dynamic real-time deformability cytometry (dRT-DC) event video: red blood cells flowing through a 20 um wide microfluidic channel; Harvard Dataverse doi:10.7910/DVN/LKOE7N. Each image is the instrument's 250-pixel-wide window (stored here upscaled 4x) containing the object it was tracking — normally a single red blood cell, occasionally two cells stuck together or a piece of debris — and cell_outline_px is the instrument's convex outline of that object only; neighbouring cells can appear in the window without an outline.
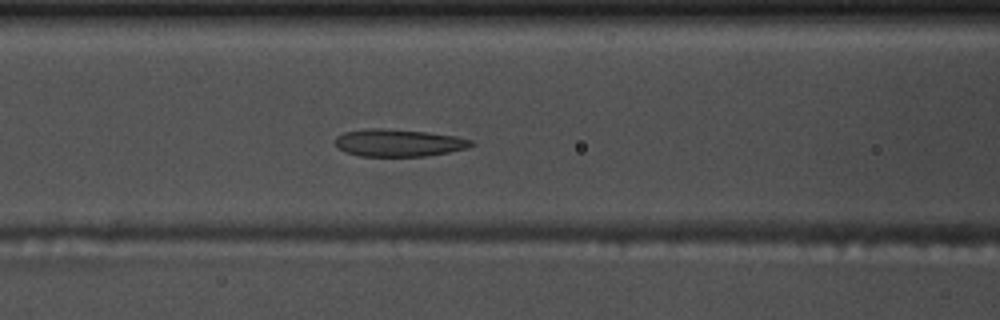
{"species": "common noctule bat (a hibernating species)", "species_latin": "Nyctalus noctula", "temperature_condition": "warm", "stored_images_in_passage": 40, "camera_frame_rate_fps": 3000, "um_per_image_px": 0.085, "animal": {"sex": "male", "body_mass_g": 17.5, "forearm_length_mm": 52.3}, "frame": {"image": 1, "passage_image": 7, "time_ms": 2.0, "image_size_px": [1000, 320], "cell_outline_px": [[476, 144], [468, 148], [448, 152], [424, 156], [360, 156], [348, 152], [340, 148], [336, 144], [336, 136], [344, 132], [364, 128], [380, 128], [428, 132], [456, 136], [472, 140]], "centroid_in_image_um": [33.91, 12.13], "position_along_channel_um": 132.7, "area_um2": 21.62}}
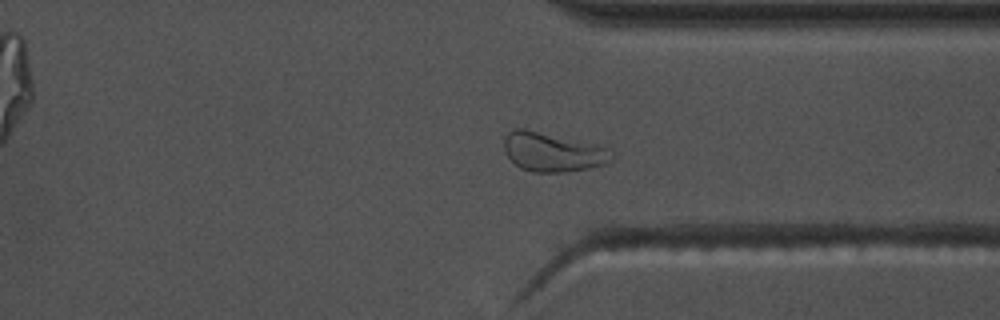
{"frame": {"image": 2, "passage_image": 26, "time_ms": 8.333, "image_size_px": [1000, 320], "cell_outline_px": [[616, 156], [612, 160], [604, 164], [588, 168], [564, 172], [532, 172], [520, 168], [508, 156], [504, 148], [504, 136], [512, 128], [524, 128], [592, 144], [608, 148], [616, 152]], "centroid_in_image_um": [46.98, 12.92], "position_along_channel_um": 364.4, "area_um2": 24.45}}
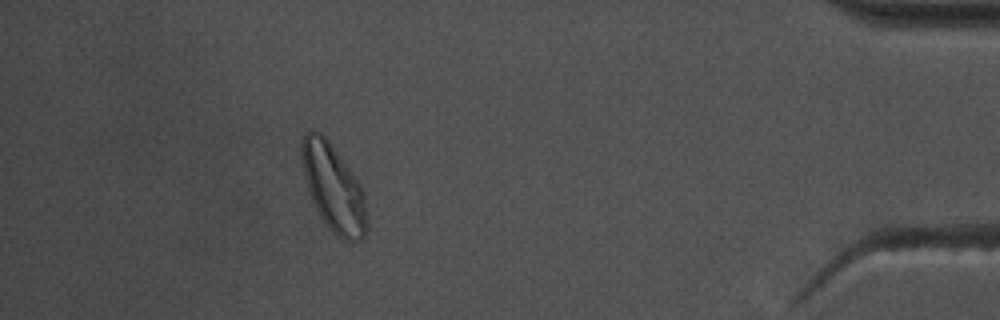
{"frame": {"image": 3, "passage_image": 34, "time_ms": 11.0, "image_size_px": [1000, 320], "cell_outline_px": [[368, 228], [364, 236], [360, 240], [352, 244], [336, 236], [328, 228], [320, 216], [308, 192], [300, 156], [300, 140], [308, 132], [320, 132], [328, 140], [352, 172], [360, 184], [368, 224]], "centroid_in_image_um": [28.32, 16.02], "position_along_channel_um": 406.9, "area_um2": 33.0}, "authors_computed_cell_mechanics": {"area_um2": 22.2819, "velocity_mm_per_s": 3.6643, "shape_relaxation_time_tau1_ms": 4.2972, "shape_relaxation_time_tau2_ms": 1.7631, "deformation_change_tau1": 0.1395, "deformation_change_tau2": 0.0897}}